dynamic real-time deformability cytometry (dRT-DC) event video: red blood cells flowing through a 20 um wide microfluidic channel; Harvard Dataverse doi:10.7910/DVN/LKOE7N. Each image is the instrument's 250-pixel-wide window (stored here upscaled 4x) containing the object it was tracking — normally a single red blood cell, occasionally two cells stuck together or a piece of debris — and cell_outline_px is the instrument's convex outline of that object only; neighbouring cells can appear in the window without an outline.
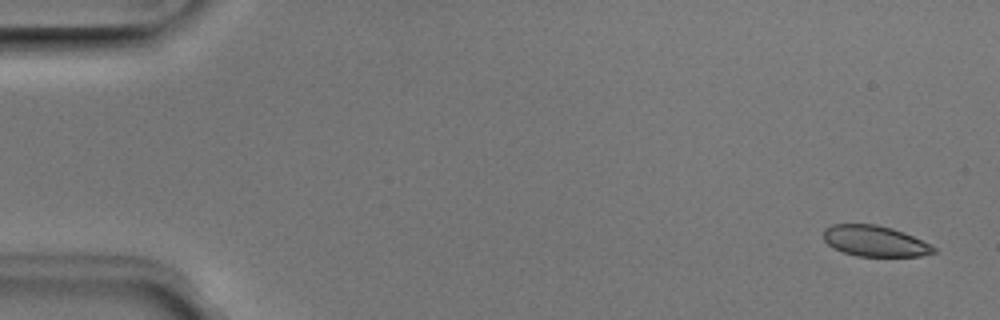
{"species": "Egyptian fruit bat (a non-hibernating species)", "species_latin": "Rousettus aegyptiacus", "temperature_condition": "room temperature", "stored_images_in_passage": 51, "camera_frame_rate_fps": 3000, "um_per_image_px": 0.085, "animal": {"sex": "male"}, "frame": {"image": 1, "passage_image": 2, "time_ms": 0.333, "image_size_px": [1000, 320], "cell_outline_px": [[936, 252], [920, 256], [856, 256], [844, 252], [828, 244], [824, 240], [824, 228], [832, 224], [876, 224], [892, 228], [912, 236], [936, 248]], "centroid_in_image_um": [74.34, 20.48], "position_along_channel_um": 10.7, "area_um2": 19.54}}
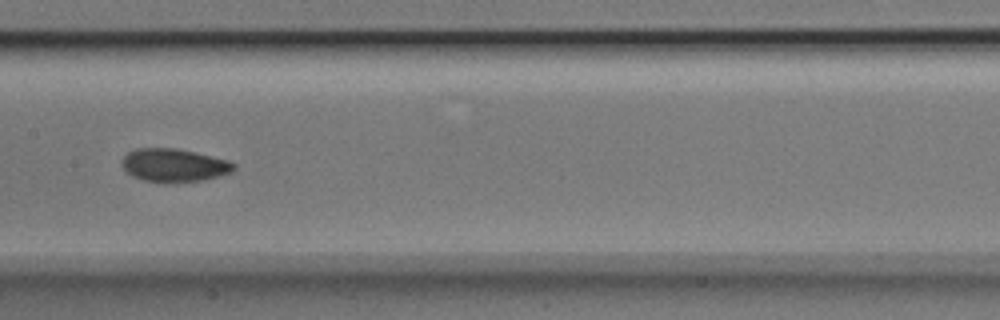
{"frame": {"image": 2, "passage_image": 26, "time_ms": 8.333, "image_size_px": [1000, 320], "cell_outline_px": [[236, 168], [232, 172], [220, 176], [204, 180], [164, 184], [144, 180], [132, 176], [120, 164], [120, 160], [128, 152], [136, 148], [176, 148], [196, 152], [228, 160], [236, 164]], "centroid_in_image_um": [14.79, 14.06], "position_along_channel_um": 192.6, "area_um2": 22.08}}
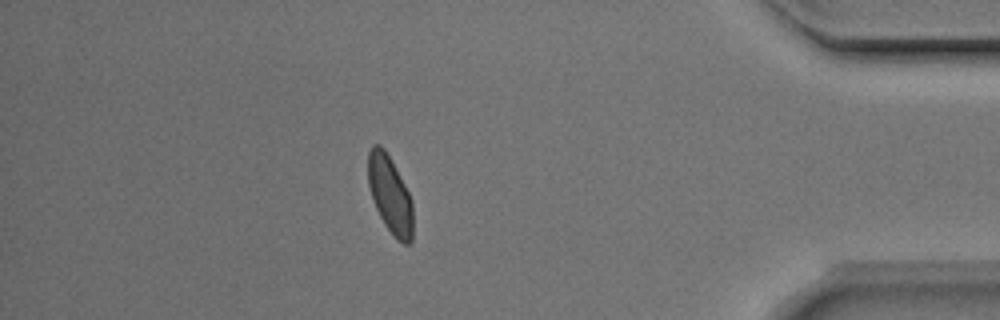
{"frame": {"image": 3, "passage_image": 45, "time_ms": 14.667, "image_size_px": [1000, 320], "cell_outline_px": [[412, 240], [408, 244], [404, 244], [396, 240], [384, 224], [376, 208], [368, 184], [368, 152], [372, 144], [380, 144], [384, 148], [404, 184], [412, 200]], "centroid_in_image_um": [33.14, 16.55], "position_along_channel_um": 402.1, "area_um2": 20.06}, "authors_computed_cell_mechanics": {"area_um2": 20.9236, "velocity_mm_per_s": 3.9442, "shape_relaxation_time_tau1_ms": 3.5165, "shape_relaxation_time_tau2_ms": null, "deformation_change_tau1": 0.0955, "deformation_change_tau2": null}}